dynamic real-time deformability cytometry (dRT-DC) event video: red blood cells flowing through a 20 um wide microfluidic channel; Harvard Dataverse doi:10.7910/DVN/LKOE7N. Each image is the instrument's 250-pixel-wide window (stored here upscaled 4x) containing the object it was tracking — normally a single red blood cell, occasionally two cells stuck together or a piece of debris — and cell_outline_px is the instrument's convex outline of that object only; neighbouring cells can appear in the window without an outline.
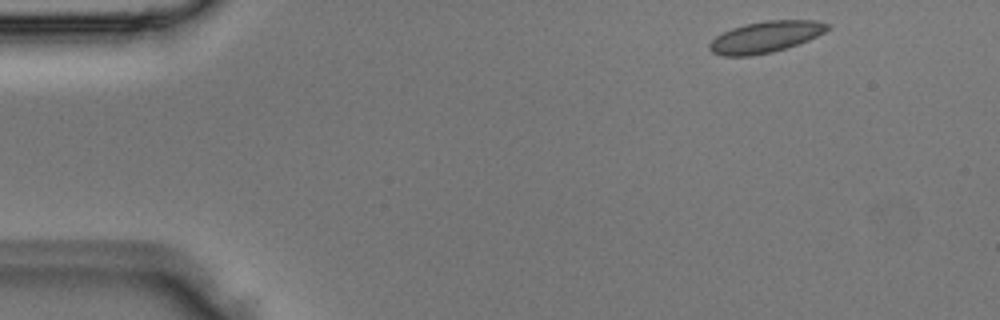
{"species": "Egyptian fruit bat (a non-hibernating species)", "species_latin": "Rousettus aegyptiacus", "temperature_condition": "room temperature", "stored_images_in_passage": 4, "segment_of_instrument_passage": [1, 2], "camera_frame_rate_fps": 3000, "um_per_image_px": 0.085, "animal": {"sex": "male"}, "frame": {"image": 1, "passage_image": 1, "time_ms": 0.0, "image_size_px": [1000, 320], "cell_outline_px": [[832, 28], [808, 40], [772, 52], [752, 56], [720, 56], [712, 52], [708, 48], [708, 44], [716, 36], [732, 28], [744, 24], [764, 20], [816, 20], [832, 24]], "centroid_in_image_um": [65.07, 3.13], "position_along_channel_um": 19.9, "area_um2": 21.68}}
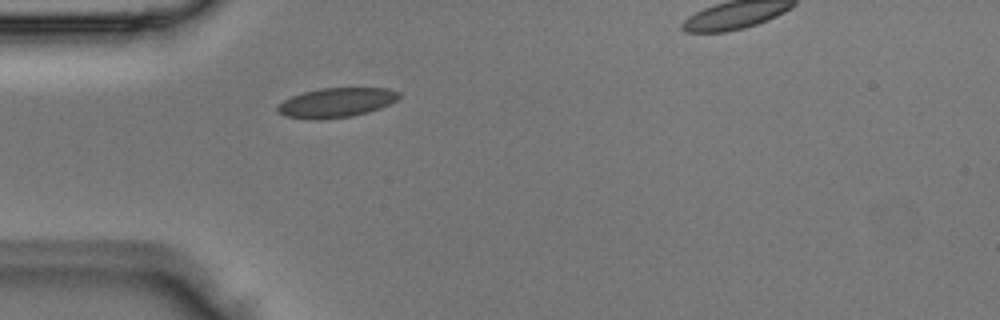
{"frame": {"image": 2, "passage_image": 3, "time_ms": 0.667, "image_size_px": [1000, 320], "cell_outline_px": [[400, 96], [396, 100], [380, 108], [368, 112], [352, 116], [316, 120], [312, 120], [284, 116], [276, 108], [284, 100], [292, 96], [304, 92], [320, 88], [388, 88], [400, 92]], "centroid_in_image_um": [28.59, 8.72], "position_along_channel_um": 56.4, "area_um2": 20.81}}